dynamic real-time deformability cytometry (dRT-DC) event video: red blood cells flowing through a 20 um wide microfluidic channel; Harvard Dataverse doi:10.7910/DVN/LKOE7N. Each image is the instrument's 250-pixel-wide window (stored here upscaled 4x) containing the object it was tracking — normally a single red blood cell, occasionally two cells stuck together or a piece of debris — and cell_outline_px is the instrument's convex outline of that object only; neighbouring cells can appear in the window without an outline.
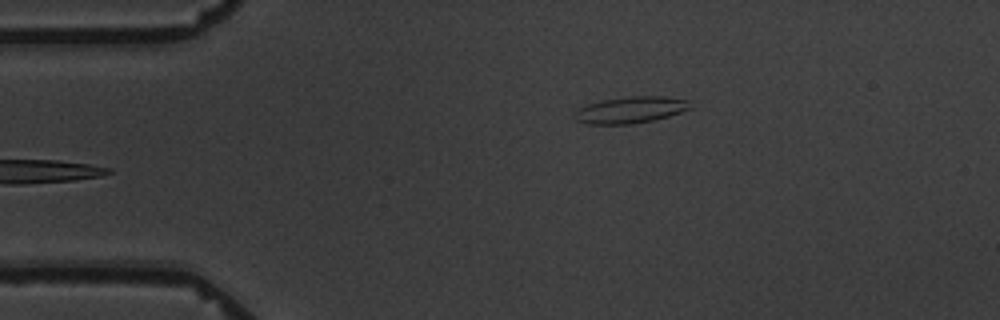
{"species": "common noctule bat (a hibernating species)", "species_latin": "Nyctalus noctula", "temperature_condition": "warm", "stored_images_in_passage": 4, "camera_frame_rate_fps": 3000, "um_per_image_px": 0.085, "animal": {"sex": "male", "body_mass_g": 19.5, "forearm_length_mm": 54.6}, "frame": {"image": 1, "passage_image": 4, "time_ms": 4.333, "image_size_px": [1000, 320], "cell_outline_px": [[692, 108], [656, 120], [632, 124], [588, 124], [576, 120], [572, 116], [580, 108], [588, 104], [600, 100], [632, 96], [664, 96], [688, 100]], "centroid_in_image_um": [53.6, 9.34], "position_along_channel_um": 31.4, "area_um2": 17.92}}